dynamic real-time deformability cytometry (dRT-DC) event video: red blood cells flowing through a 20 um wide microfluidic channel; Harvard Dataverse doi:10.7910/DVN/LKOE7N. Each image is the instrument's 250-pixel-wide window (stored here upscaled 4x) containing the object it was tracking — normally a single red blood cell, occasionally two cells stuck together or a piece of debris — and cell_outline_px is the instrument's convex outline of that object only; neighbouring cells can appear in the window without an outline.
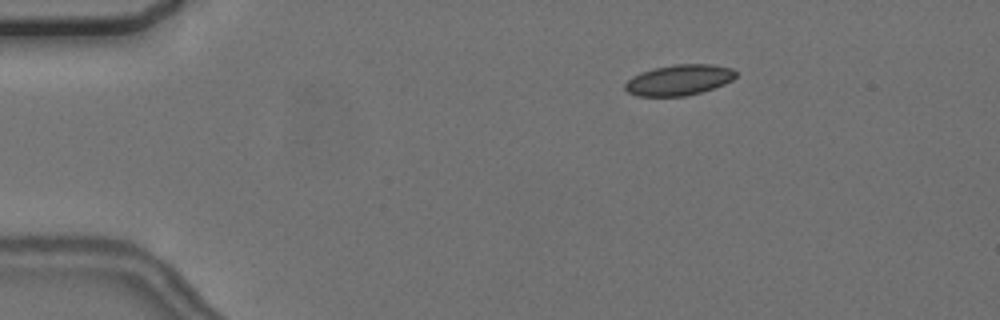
{"species": "common noctule bat (a hibernating species)", "species_latin": "Nyctalus noctula", "temperature_condition": "cold", "stored_images_in_passage": 3, "camera_frame_rate_fps": 3000, "um_per_image_px": 0.085, "animal": {"sex": "female", "body_mass_g": 24.6, "forearm_length_mm": 56.2}, "frame": {"image": 1, "passage_image": 2, "time_ms": 1.0, "image_size_px": [1000, 320], "cell_outline_px": [[736, 76], [732, 80], [724, 84], [700, 92], [684, 96], [636, 96], [628, 92], [624, 88], [624, 84], [632, 76], [640, 72], [656, 68], [676, 64], [712, 64], [732, 68], [736, 72]], "centroid_in_image_um": [57.7, 6.8], "position_along_channel_um": 27.3, "area_um2": 19.71}}